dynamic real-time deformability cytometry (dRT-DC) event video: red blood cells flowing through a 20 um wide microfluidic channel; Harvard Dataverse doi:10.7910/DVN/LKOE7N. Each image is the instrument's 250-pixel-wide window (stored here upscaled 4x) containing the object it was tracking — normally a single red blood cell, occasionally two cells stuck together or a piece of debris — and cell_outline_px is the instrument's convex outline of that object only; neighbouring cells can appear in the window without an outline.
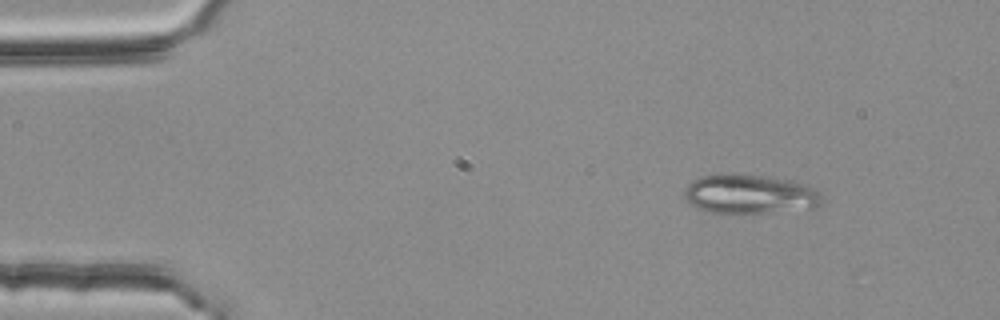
{"species": "common noctule bat (a hibernating species)", "species_latin": "Nyctalus noctula", "temperature_condition": "room temperature", "stored_images_in_passage": 21, "camera_frame_rate_fps": 3000, "um_per_image_px": 0.085, "animal": {"sex": "female", "body_mass_g": 25.1}, "frame": {"image": 1, "passage_image": 1, "time_ms": 0.0, "image_size_px": [1000, 320], "cell_outline_px": [[820, 204], [816, 208], [764, 212], [708, 212], [692, 204], [684, 196], [684, 188], [692, 180], [700, 176], [764, 176], [788, 180], [804, 184], [820, 192]], "centroid_in_image_um": [63.74, 16.52], "position_along_channel_um": 21.3, "area_um2": 30.29}}
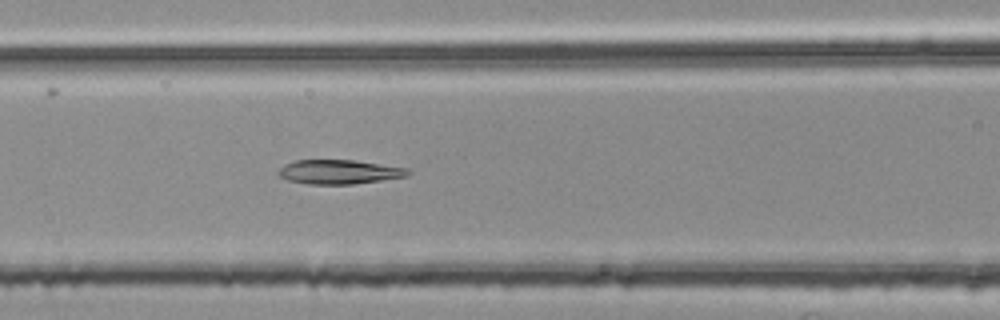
{"frame": {"image": 2, "passage_image": 17, "time_ms": 5.333, "image_size_px": [1000, 320], "cell_outline_px": [[412, 172], [408, 176], [352, 184], [308, 184], [288, 180], [280, 176], [276, 172], [284, 164], [292, 160], [352, 160], [408, 168]], "centroid_in_image_um": [28.8, 14.6], "position_along_channel_um": 137.8, "area_um2": 18.26}}
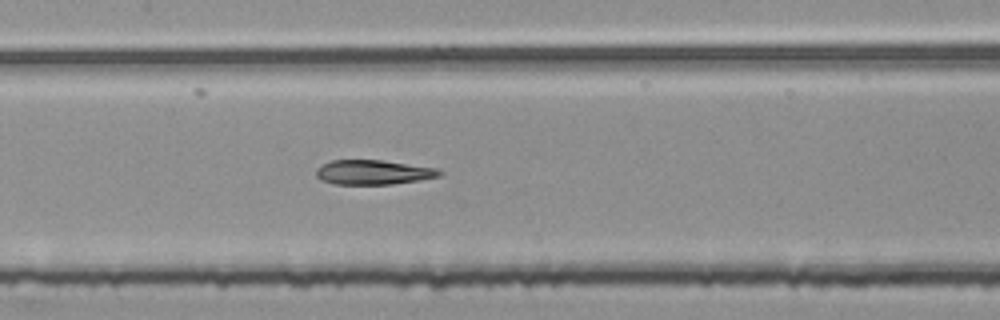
{"frame": {"image": 3, "passage_image": 20, "time_ms": 6.333, "image_size_px": [1000, 320], "cell_outline_px": [[444, 172], [440, 176], [420, 180], [392, 184], [332, 184], [320, 180], [316, 176], [316, 168], [320, 164], [332, 160], [384, 160], [436, 168]], "centroid_in_image_um": [31.7, 14.64], "position_along_channel_um": 175.7, "area_um2": 17.86}}